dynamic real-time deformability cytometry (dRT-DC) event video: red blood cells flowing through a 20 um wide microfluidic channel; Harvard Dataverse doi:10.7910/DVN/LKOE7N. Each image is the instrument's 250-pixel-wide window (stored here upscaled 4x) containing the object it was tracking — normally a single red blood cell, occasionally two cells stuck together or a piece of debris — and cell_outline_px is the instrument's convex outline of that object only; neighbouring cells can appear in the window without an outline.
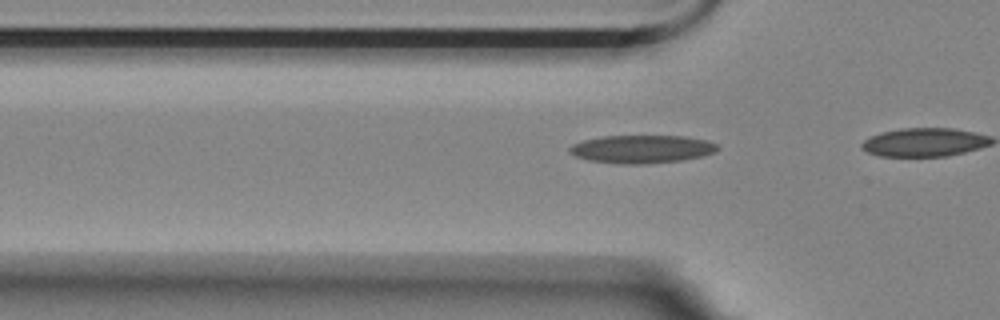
{"species": "Egyptian fruit bat (a non-hibernating species)", "species_latin": "Rousettus aegyptiacus", "temperature_condition": "room temperature", "stored_images_in_passage": 5, "camera_frame_rate_fps": 3000, "um_per_image_px": 0.085, "animal": {"sex": "female"}, "frame": {"image": 1, "passage_image": 2, "time_ms": 0.333, "image_size_px": [1000, 320], "cell_outline_px": [[720, 148], [716, 152], [704, 156], [680, 160], [644, 164], [624, 164], [588, 160], [576, 156], [568, 152], [568, 148], [572, 144], [584, 140], [604, 136], [684, 136], [708, 140], [716, 144]], "centroid_in_image_um": [54.57, 12.67], "position_along_channel_um": 71.2, "area_um2": 24.22}}